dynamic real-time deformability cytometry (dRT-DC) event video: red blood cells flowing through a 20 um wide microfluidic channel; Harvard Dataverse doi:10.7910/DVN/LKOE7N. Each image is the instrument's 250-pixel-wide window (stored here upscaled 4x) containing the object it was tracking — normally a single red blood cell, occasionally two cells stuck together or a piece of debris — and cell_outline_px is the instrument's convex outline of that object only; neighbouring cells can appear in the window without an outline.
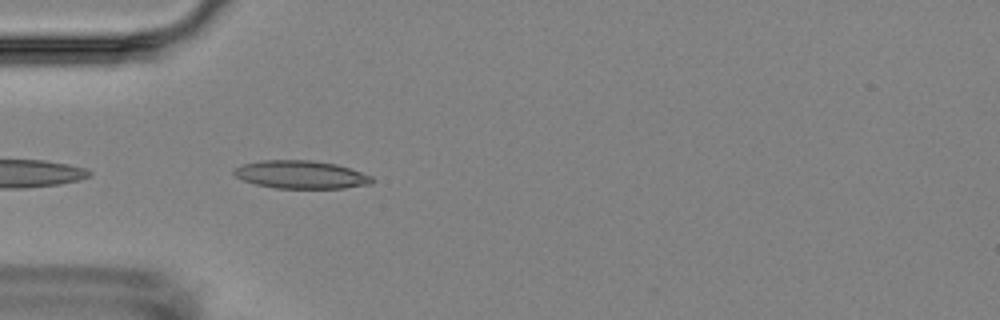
{"species": "Egyptian fruit bat (a non-hibernating species)", "species_latin": "Rousettus aegyptiacus", "temperature_condition": "room temperature", "stored_images_in_passage": 3, "camera_frame_rate_fps": 3000, "um_per_image_px": 0.085, "animal": {"sex": "female"}, "frame": {"image": 1, "passage_image": 3, "time_ms": 2.0, "image_size_px": [1000, 320], "cell_outline_px": [[376, 180], [372, 184], [344, 188], [276, 188], [256, 184], [244, 180], [236, 176], [232, 172], [232, 168], [244, 164], [260, 160], [312, 160], [336, 164], [372, 176]], "centroid_in_image_um": [25.59, 14.84], "position_along_channel_um": 59.4, "area_um2": 22.54}}